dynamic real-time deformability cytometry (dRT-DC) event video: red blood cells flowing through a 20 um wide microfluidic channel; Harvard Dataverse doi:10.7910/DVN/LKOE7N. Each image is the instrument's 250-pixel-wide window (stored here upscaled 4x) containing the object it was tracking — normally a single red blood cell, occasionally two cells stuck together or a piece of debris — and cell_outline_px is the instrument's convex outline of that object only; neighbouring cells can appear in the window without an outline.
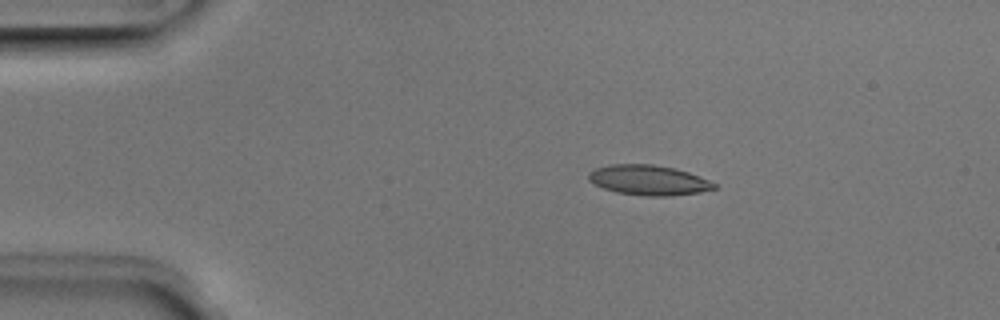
{"species": "Egyptian fruit bat (a non-hibernating species)", "species_latin": "Rousettus aegyptiacus", "temperature_condition": "room temperature", "stored_images_in_passage": 8, "camera_frame_rate_fps": 3000, "um_per_image_px": 0.085, "animal": {"sex": "male"}, "frame": {"image": 1, "passage_image": 2, "time_ms": 0.333, "image_size_px": [1000, 320], "cell_outline_px": [[716, 188], [700, 192], [672, 196], [644, 196], [616, 192], [604, 188], [588, 180], [588, 172], [596, 168], [612, 164], [652, 164], [676, 168], [688, 172], [708, 180], [716, 184]], "centroid_in_image_um": [55.12, 15.31], "position_along_channel_um": 29.9, "area_um2": 21.96}}
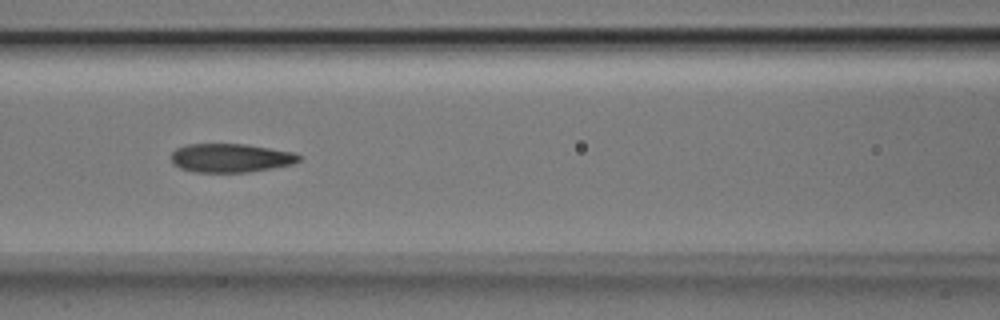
{"frame": {"image": 2, "passage_image": 6, "time_ms": 1.667, "image_size_px": [1000, 320], "cell_outline_px": [[300, 160], [292, 164], [248, 172], [196, 172], [180, 168], [172, 164], [172, 152], [176, 148], [188, 144], [244, 144], [296, 152], [300, 156]], "centroid_in_image_um": [19.6, 13.42], "position_along_channel_um": 147.0, "area_um2": 21.33}}
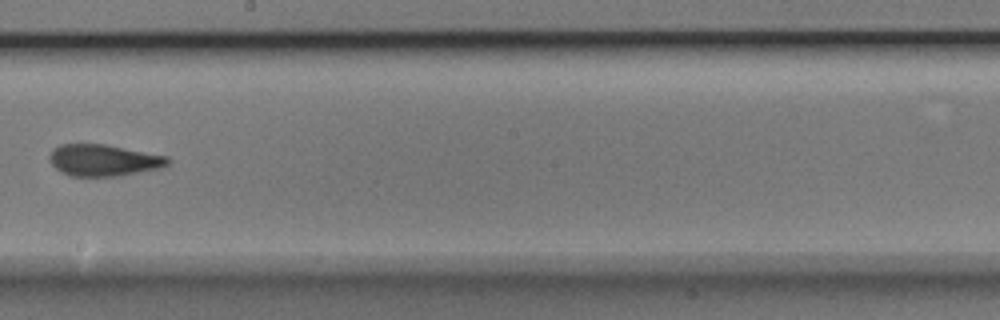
{"frame": {"image": 3, "passage_image": 8, "time_ms": 2.333, "image_size_px": [1000, 320], "cell_outline_px": [[172, 160], [168, 164], [160, 168], [116, 176], [72, 176], [60, 172], [48, 160], [48, 156], [52, 148], [60, 144], [104, 144], [168, 156]], "centroid_in_image_um": [8.77, 13.61], "position_along_channel_um": 239.4, "area_um2": 21.85}}